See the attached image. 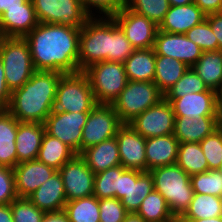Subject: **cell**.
Masks as SVG:
<instances>
[{
	"label": "cell",
	"instance_id": "22",
	"mask_svg": "<svg viewBox=\"0 0 222 222\" xmlns=\"http://www.w3.org/2000/svg\"><path fill=\"white\" fill-rule=\"evenodd\" d=\"M218 128L219 116H202L198 119L175 117L173 135L179 143H200Z\"/></svg>",
	"mask_w": 222,
	"mask_h": 222
},
{
	"label": "cell",
	"instance_id": "16",
	"mask_svg": "<svg viewBox=\"0 0 222 222\" xmlns=\"http://www.w3.org/2000/svg\"><path fill=\"white\" fill-rule=\"evenodd\" d=\"M121 165L125 169L147 171L145 153L146 138L137 133L129 124H123L117 131Z\"/></svg>",
	"mask_w": 222,
	"mask_h": 222
},
{
	"label": "cell",
	"instance_id": "5",
	"mask_svg": "<svg viewBox=\"0 0 222 222\" xmlns=\"http://www.w3.org/2000/svg\"><path fill=\"white\" fill-rule=\"evenodd\" d=\"M90 17L80 28L79 37V71L90 65L108 61L110 53V17ZM98 18V19H97Z\"/></svg>",
	"mask_w": 222,
	"mask_h": 222
},
{
	"label": "cell",
	"instance_id": "21",
	"mask_svg": "<svg viewBox=\"0 0 222 222\" xmlns=\"http://www.w3.org/2000/svg\"><path fill=\"white\" fill-rule=\"evenodd\" d=\"M205 18L206 14L194 2L180 6L170 5L159 30L172 34H185Z\"/></svg>",
	"mask_w": 222,
	"mask_h": 222
},
{
	"label": "cell",
	"instance_id": "42",
	"mask_svg": "<svg viewBox=\"0 0 222 222\" xmlns=\"http://www.w3.org/2000/svg\"><path fill=\"white\" fill-rule=\"evenodd\" d=\"M199 144L207 160L209 170L218 169L222 163V129L219 127Z\"/></svg>",
	"mask_w": 222,
	"mask_h": 222
},
{
	"label": "cell",
	"instance_id": "35",
	"mask_svg": "<svg viewBox=\"0 0 222 222\" xmlns=\"http://www.w3.org/2000/svg\"><path fill=\"white\" fill-rule=\"evenodd\" d=\"M63 211L70 222H100L99 199L94 195L67 201Z\"/></svg>",
	"mask_w": 222,
	"mask_h": 222
},
{
	"label": "cell",
	"instance_id": "55",
	"mask_svg": "<svg viewBox=\"0 0 222 222\" xmlns=\"http://www.w3.org/2000/svg\"><path fill=\"white\" fill-rule=\"evenodd\" d=\"M179 222H222V216L209 219L178 220Z\"/></svg>",
	"mask_w": 222,
	"mask_h": 222
},
{
	"label": "cell",
	"instance_id": "39",
	"mask_svg": "<svg viewBox=\"0 0 222 222\" xmlns=\"http://www.w3.org/2000/svg\"><path fill=\"white\" fill-rule=\"evenodd\" d=\"M126 6L160 26L170 4L168 0H127Z\"/></svg>",
	"mask_w": 222,
	"mask_h": 222
},
{
	"label": "cell",
	"instance_id": "54",
	"mask_svg": "<svg viewBox=\"0 0 222 222\" xmlns=\"http://www.w3.org/2000/svg\"><path fill=\"white\" fill-rule=\"evenodd\" d=\"M123 222H145L137 213H127Z\"/></svg>",
	"mask_w": 222,
	"mask_h": 222
},
{
	"label": "cell",
	"instance_id": "58",
	"mask_svg": "<svg viewBox=\"0 0 222 222\" xmlns=\"http://www.w3.org/2000/svg\"><path fill=\"white\" fill-rule=\"evenodd\" d=\"M219 111V127L222 129V108H218Z\"/></svg>",
	"mask_w": 222,
	"mask_h": 222
},
{
	"label": "cell",
	"instance_id": "23",
	"mask_svg": "<svg viewBox=\"0 0 222 222\" xmlns=\"http://www.w3.org/2000/svg\"><path fill=\"white\" fill-rule=\"evenodd\" d=\"M178 147L179 141L173 134L147 138L145 144L147 171L176 164Z\"/></svg>",
	"mask_w": 222,
	"mask_h": 222
},
{
	"label": "cell",
	"instance_id": "29",
	"mask_svg": "<svg viewBox=\"0 0 222 222\" xmlns=\"http://www.w3.org/2000/svg\"><path fill=\"white\" fill-rule=\"evenodd\" d=\"M208 89L217 91L222 85V51L203 52L191 67Z\"/></svg>",
	"mask_w": 222,
	"mask_h": 222
},
{
	"label": "cell",
	"instance_id": "15",
	"mask_svg": "<svg viewBox=\"0 0 222 222\" xmlns=\"http://www.w3.org/2000/svg\"><path fill=\"white\" fill-rule=\"evenodd\" d=\"M153 49L156 55L177 59L192 67L202 56V49L185 34H172L158 29Z\"/></svg>",
	"mask_w": 222,
	"mask_h": 222
},
{
	"label": "cell",
	"instance_id": "36",
	"mask_svg": "<svg viewBox=\"0 0 222 222\" xmlns=\"http://www.w3.org/2000/svg\"><path fill=\"white\" fill-rule=\"evenodd\" d=\"M125 170L126 169L122 165H118L95 174L93 195L99 200L112 197L117 198L120 175Z\"/></svg>",
	"mask_w": 222,
	"mask_h": 222
},
{
	"label": "cell",
	"instance_id": "24",
	"mask_svg": "<svg viewBox=\"0 0 222 222\" xmlns=\"http://www.w3.org/2000/svg\"><path fill=\"white\" fill-rule=\"evenodd\" d=\"M44 133V123L18 121V130L15 140L18 164L37 159Z\"/></svg>",
	"mask_w": 222,
	"mask_h": 222
},
{
	"label": "cell",
	"instance_id": "48",
	"mask_svg": "<svg viewBox=\"0 0 222 222\" xmlns=\"http://www.w3.org/2000/svg\"><path fill=\"white\" fill-rule=\"evenodd\" d=\"M11 99V91L7 87L4 67L0 59V109H7Z\"/></svg>",
	"mask_w": 222,
	"mask_h": 222
},
{
	"label": "cell",
	"instance_id": "6",
	"mask_svg": "<svg viewBox=\"0 0 222 222\" xmlns=\"http://www.w3.org/2000/svg\"><path fill=\"white\" fill-rule=\"evenodd\" d=\"M97 104L84 71L61 75L57 84L54 111L90 112Z\"/></svg>",
	"mask_w": 222,
	"mask_h": 222
},
{
	"label": "cell",
	"instance_id": "47",
	"mask_svg": "<svg viewBox=\"0 0 222 222\" xmlns=\"http://www.w3.org/2000/svg\"><path fill=\"white\" fill-rule=\"evenodd\" d=\"M205 19L218 40L219 50L222 51V12L208 14Z\"/></svg>",
	"mask_w": 222,
	"mask_h": 222
},
{
	"label": "cell",
	"instance_id": "33",
	"mask_svg": "<svg viewBox=\"0 0 222 222\" xmlns=\"http://www.w3.org/2000/svg\"><path fill=\"white\" fill-rule=\"evenodd\" d=\"M136 213L145 222H179L170 212L164 197L155 189L143 200Z\"/></svg>",
	"mask_w": 222,
	"mask_h": 222
},
{
	"label": "cell",
	"instance_id": "10",
	"mask_svg": "<svg viewBox=\"0 0 222 222\" xmlns=\"http://www.w3.org/2000/svg\"><path fill=\"white\" fill-rule=\"evenodd\" d=\"M123 125L112 105L97 104L82 129L81 152L116 136Z\"/></svg>",
	"mask_w": 222,
	"mask_h": 222
},
{
	"label": "cell",
	"instance_id": "45",
	"mask_svg": "<svg viewBox=\"0 0 222 222\" xmlns=\"http://www.w3.org/2000/svg\"><path fill=\"white\" fill-rule=\"evenodd\" d=\"M85 10L90 16L94 17L92 8L98 9L103 17H113L118 13L127 3V0H79Z\"/></svg>",
	"mask_w": 222,
	"mask_h": 222
},
{
	"label": "cell",
	"instance_id": "44",
	"mask_svg": "<svg viewBox=\"0 0 222 222\" xmlns=\"http://www.w3.org/2000/svg\"><path fill=\"white\" fill-rule=\"evenodd\" d=\"M100 222H123L127 211L116 197L99 200Z\"/></svg>",
	"mask_w": 222,
	"mask_h": 222
},
{
	"label": "cell",
	"instance_id": "11",
	"mask_svg": "<svg viewBox=\"0 0 222 222\" xmlns=\"http://www.w3.org/2000/svg\"><path fill=\"white\" fill-rule=\"evenodd\" d=\"M89 112L52 111L44 122L45 132L60 139L76 154L81 153L82 129Z\"/></svg>",
	"mask_w": 222,
	"mask_h": 222
},
{
	"label": "cell",
	"instance_id": "14",
	"mask_svg": "<svg viewBox=\"0 0 222 222\" xmlns=\"http://www.w3.org/2000/svg\"><path fill=\"white\" fill-rule=\"evenodd\" d=\"M113 18L135 49L153 48L159 29L154 22L130 10L126 5Z\"/></svg>",
	"mask_w": 222,
	"mask_h": 222
},
{
	"label": "cell",
	"instance_id": "17",
	"mask_svg": "<svg viewBox=\"0 0 222 222\" xmlns=\"http://www.w3.org/2000/svg\"><path fill=\"white\" fill-rule=\"evenodd\" d=\"M175 117L196 118L219 116L216 91L208 89L200 93H188L170 102Z\"/></svg>",
	"mask_w": 222,
	"mask_h": 222
},
{
	"label": "cell",
	"instance_id": "57",
	"mask_svg": "<svg viewBox=\"0 0 222 222\" xmlns=\"http://www.w3.org/2000/svg\"><path fill=\"white\" fill-rule=\"evenodd\" d=\"M216 97H217V107L222 108V85L216 91Z\"/></svg>",
	"mask_w": 222,
	"mask_h": 222
},
{
	"label": "cell",
	"instance_id": "7",
	"mask_svg": "<svg viewBox=\"0 0 222 222\" xmlns=\"http://www.w3.org/2000/svg\"><path fill=\"white\" fill-rule=\"evenodd\" d=\"M98 104L112 105L128 83L124 63L101 61L84 70Z\"/></svg>",
	"mask_w": 222,
	"mask_h": 222
},
{
	"label": "cell",
	"instance_id": "51",
	"mask_svg": "<svg viewBox=\"0 0 222 222\" xmlns=\"http://www.w3.org/2000/svg\"><path fill=\"white\" fill-rule=\"evenodd\" d=\"M41 222H70L64 211L45 213Z\"/></svg>",
	"mask_w": 222,
	"mask_h": 222
},
{
	"label": "cell",
	"instance_id": "28",
	"mask_svg": "<svg viewBox=\"0 0 222 222\" xmlns=\"http://www.w3.org/2000/svg\"><path fill=\"white\" fill-rule=\"evenodd\" d=\"M152 190H154V184L149 171L130 170V189L121 199V203L128 213H136Z\"/></svg>",
	"mask_w": 222,
	"mask_h": 222
},
{
	"label": "cell",
	"instance_id": "1",
	"mask_svg": "<svg viewBox=\"0 0 222 222\" xmlns=\"http://www.w3.org/2000/svg\"><path fill=\"white\" fill-rule=\"evenodd\" d=\"M80 28L38 23L24 39L36 71L79 72Z\"/></svg>",
	"mask_w": 222,
	"mask_h": 222
},
{
	"label": "cell",
	"instance_id": "26",
	"mask_svg": "<svg viewBox=\"0 0 222 222\" xmlns=\"http://www.w3.org/2000/svg\"><path fill=\"white\" fill-rule=\"evenodd\" d=\"M17 130L18 120L6 109H0V166L13 169L18 164Z\"/></svg>",
	"mask_w": 222,
	"mask_h": 222
},
{
	"label": "cell",
	"instance_id": "50",
	"mask_svg": "<svg viewBox=\"0 0 222 222\" xmlns=\"http://www.w3.org/2000/svg\"><path fill=\"white\" fill-rule=\"evenodd\" d=\"M130 189V169H126L120 175L119 191H117V199L121 200Z\"/></svg>",
	"mask_w": 222,
	"mask_h": 222
},
{
	"label": "cell",
	"instance_id": "18",
	"mask_svg": "<svg viewBox=\"0 0 222 222\" xmlns=\"http://www.w3.org/2000/svg\"><path fill=\"white\" fill-rule=\"evenodd\" d=\"M16 192L20 198H28L57 170L36 160L25 161L14 168Z\"/></svg>",
	"mask_w": 222,
	"mask_h": 222
},
{
	"label": "cell",
	"instance_id": "46",
	"mask_svg": "<svg viewBox=\"0 0 222 222\" xmlns=\"http://www.w3.org/2000/svg\"><path fill=\"white\" fill-rule=\"evenodd\" d=\"M18 198L14 170L0 166V205L10 204Z\"/></svg>",
	"mask_w": 222,
	"mask_h": 222
},
{
	"label": "cell",
	"instance_id": "31",
	"mask_svg": "<svg viewBox=\"0 0 222 222\" xmlns=\"http://www.w3.org/2000/svg\"><path fill=\"white\" fill-rule=\"evenodd\" d=\"M75 155L76 153L60 139L55 138L45 132L42 138L37 160L58 171Z\"/></svg>",
	"mask_w": 222,
	"mask_h": 222
},
{
	"label": "cell",
	"instance_id": "19",
	"mask_svg": "<svg viewBox=\"0 0 222 222\" xmlns=\"http://www.w3.org/2000/svg\"><path fill=\"white\" fill-rule=\"evenodd\" d=\"M38 20L31 0L23 8L6 9L0 16V37L24 38L37 25Z\"/></svg>",
	"mask_w": 222,
	"mask_h": 222
},
{
	"label": "cell",
	"instance_id": "38",
	"mask_svg": "<svg viewBox=\"0 0 222 222\" xmlns=\"http://www.w3.org/2000/svg\"><path fill=\"white\" fill-rule=\"evenodd\" d=\"M208 90L202 79L189 67L184 75L164 94V98L172 100L190 93H200Z\"/></svg>",
	"mask_w": 222,
	"mask_h": 222
},
{
	"label": "cell",
	"instance_id": "20",
	"mask_svg": "<svg viewBox=\"0 0 222 222\" xmlns=\"http://www.w3.org/2000/svg\"><path fill=\"white\" fill-rule=\"evenodd\" d=\"M28 199L45 213L63 211L67 198L60 173L55 172Z\"/></svg>",
	"mask_w": 222,
	"mask_h": 222
},
{
	"label": "cell",
	"instance_id": "27",
	"mask_svg": "<svg viewBox=\"0 0 222 222\" xmlns=\"http://www.w3.org/2000/svg\"><path fill=\"white\" fill-rule=\"evenodd\" d=\"M156 54L153 48L135 49L124 62L128 81L153 82Z\"/></svg>",
	"mask_w": 222,
	"mask_h": 222
},
{
	"label": "cell",
	"instance_id": "43",
	"mask_svg": "<svg viewBox=\"0 0 222 222\" xmlns=\"http://www.w3.org/2000/svg\"><path fill=\"white\" fill-rule=\"evenodd\" d=\"M14 222H41L45 212L38 209L28 198H16L10 203Z\"/></svg>",
	"mask_w": 222,
	"mask_h": 222
},
{
	"label": "cell",
	"instance_id": "53",
	"mask_svg": "<svg viewBox=\"0 0 222 222\" xmlns=\"http://www.w3.org/2000/svg\"><path fill=\"white\" fill-rule=\"evenodd\" d=\"M0 222H14L10 204L0 205Z\"/></svg>",
	"mask_w": 222,
	"mask_h": 222
},
{
	"label": "cell",
	"instance_id": "37",
	"mask_svg": "<svg viewBox=\"0 0 222 222\" xmlns=\"http://www.w3.org/2000/svg\"><path fill=\"white\" fill-rule=\"evenodd\" d=\"M134 50L135 48L126 38L124 31L114 18L110 17V53H108V61L124 63Z\"/></svg>",
	"mask_w": 222,
	"mask_h": 222
},
{
	"label": "cell",
	"instance_id": "8",
	"mask_svg": "<svg viewBox=\"0 0 222 222\" xmlns=\"http://www.w3.org/2000/svg\"><path fill=\"white\" fill-rule=\"evenodd\" d=\"M163 98L164 95L154 82L128 81L112 106L120 121L128 124Z\"/></svg>",
	"mask_w": 222,
	"mask_h": 222
},
{
	"label": "cell",
	"instance_id": "2",
	"mask_svg": "<svg viewBox=\"0 0 222 222\" xmlns=\"http://www.w3.org/2000/svg\"><path fill=\"white\" fill-rule=\"evenodd\" d=\"M57 71H35L22 87L11 92L7 111L19 122L44 123L54 109Z\"/></svg>",
	"mask_w": 222,
	"mask_h": 222
},
{
	"label": "cell",
	"instance_id": "34",
	"mask_svg": "<svg viewBox=\"0 0 222 222\" xmlns=\"http://www.w3.org/2000/svg\"><path fill=\"white\" fill-rule=\"evenodd\" d=\"M176 164L188 175L209 170L207 160L199 143H179Z\"/></svg>",
	"mask_w": 222,
	"mask_h": 222
},
{
	"label": "cell",
	"instance_id": "12",
	"mask_svg": "<svg viewBox=\"0 0 222 222\" xmlns=\"http://www.w3.org/2000/svg\"><path fill=\"white\" fill-rule=\"evenodd\" d=\"M128 124L146 139L173 134L175 115L172 105L163 98Z\"/></svg>",
	"mask_w": 222,
	"mask_h": 222
},
{
	"label": "cell",
	"instance_id": "56",
	"mask_svg": "<svg viewBox=\"0 0 222 222\" xmlns=\"http://www.w3.org/2000/svg\"><path fill=\"white\" fill-rule=\"evenodd\" d=\"M171 6H180L193 3V0H168Z\"/></svg>",
	"mask_w": 222,
	"mask_h": 222
},
{
	"label": "cell",
	"instance_id": "52",
	"mask_svg": "<svg viewBox=\"0 0 222 222\" xmlns=\"http://www.w3.org/2000/svg\"><path fill=\"white\" fill-rule=\"evenodd\" d=\"M27 0H0V16L6 9L23 8Z\"/></svg>",
	"mask_w": 222,
	"mask_h": 222
},
{
	"label": "cell",
	"instance_id": "25",
	"mask_svg": "<svg viewBox=\"0 0 222 222\" xmlns=\"http://www.w3.org/2000/svg\"><path fill=\"white\" fill-rule=\"evenodd\" d=\"M79 155L94 174L121 165L116 137L84 149Z\"/></svg>",
	"mask_w": 222,
	"mask_h": 222
},
{
	"label": "cell",
	"instance_id": "41",
	"mask_svg": "<svg viewBox=\"0 0 222 222\" xmlns=\"http://www.w3.org/2000/svg\"><path fill=\"white\" fill-rule=\"evenodd\" d=\"M185 35L198 45L203 52L219 51L218 40L206 19L187 31Z\"/></svg>",
	"mask_w": 222,
	"mask_h": 222
},
{
	"label": "cell",
	"instance_id": "4",
	"mask_svg": "<svg viewBox=\"0 0 222 222\" xmlns=\"http://www.w3.org/2000/svg\"><path fill=\"white\" fill-rule=\"evenodd\" d=\"M0 59L11 92L22 87L36 71L29 45L24 38L0 37Z\"/></svg>",
	"mask_w": 222,
	"mask_h": 222
},
{
	"label": "cell",
	"instance_id": "32",
	"mask_svg": "<svg viewBox=\"0 0 222 222\" xmlns=\"http://www.w3.org/2000/svg\"><path fill=\"white\" fill-rule=\"evenodd\" d=\"M222 216V197L194 193L191 203L178 220L209 219Z\"/></svg>",
	"mask_w": 222,
	"mask_h": 222
},
{
	"label": "cell",
	"instance_id": "49",
	"mask_svg": "<svg viewBox=\"0 0 222 222\" xmlns=\"http://www.w3.org/2000/svg\"><path fill=\"white\" fill-rule=\"evenodd\" d=\"M193 2L206 14L222 12V0H193Z\"/></svg>",
	"mask_w": 222,
	"mask_h": 222
},
{
	"label": "cell",
	"instance_id": "30",
	"mask_svg": "<svg viewBox=\"0 0 222 222\" xmlns=\"http://www.w3.org/2000/svg\"><path fill=\"white\" fill-rule=\"evenodd\" d=\"M189 67L174 58L156 55L154 83L164 95L187 71Z\"/></svg>",
	"mask_w": 222,
	"mask_h": 222
},
{
	"label": "cell",
	"instance_id": "9",
	"mask_svg": "<svg viewBox=\"0 0 222 222\" xmlns=\"http://www.w3.org/2000/svg\"><path fill=\"white\" fill-rule=\"evenodd\" d=\"M39 23L81 28L90 16L79 0H31Z\"/></svg>",
	"mask_w": 222,
	"mask_h": 222
},
{
	"label": "cell",
	"instance_id": "40",
	"mask_svg": "<svg viewBox=\"0 0 222 222\" xmlns=\"http://www.w3.org/2000/svg\"><path fill=\"white\" fill-rule=\"evenodd\" d=\"M194 193L222 197V174L218 169L190 176Z\"/></svg>",
	"mask_w": 222,
	"mask_h": 222
},
{
	"label": "cell",
	"instance_id": "13",
	"mask_svg": "<svg viewBox=\"0 0 222 222\" xmlns=\"http://www.w3.org/2000/svg\"><path fill=\"white\" fill-rule=\"evenodd\" d=\"M58 172L67 201L93 196L95 174L79 154L67 161Z\"/></svg>",
	"mask_w": 222,
	"mask_h": 222
},
{
	"label": "cell",
	"instance_id": "59",
	"mask_svg": "<svg viewBox=\"0 0 222 222\" xmlns=\"http://www.w3.org/2000/svg\"><path fill=\"white\" fill-rule=\"evenodd\" d=\"M218 170L220 171V173L222 174V163L220 164Z\"/></svg>",
	"mask_w": 222,
	"mask_h": 222
},
{
	"label": "cell",
	"instance_id": "3",
	"mask_svg": "<svg viewBox=\"0 0 222 222\" xmlns=\"http://www.w3.org/2000/svg\"><path fill=\"white\" fill-rule=\"evenodd\" d=\"M149 172L154 189L164 197L173 216L179 218L189 207L194 195L190 175L177 164L157 167Z\"/></svg>",
	"mask_w": 222,
	"mask_h": 222
}]
</instances>
